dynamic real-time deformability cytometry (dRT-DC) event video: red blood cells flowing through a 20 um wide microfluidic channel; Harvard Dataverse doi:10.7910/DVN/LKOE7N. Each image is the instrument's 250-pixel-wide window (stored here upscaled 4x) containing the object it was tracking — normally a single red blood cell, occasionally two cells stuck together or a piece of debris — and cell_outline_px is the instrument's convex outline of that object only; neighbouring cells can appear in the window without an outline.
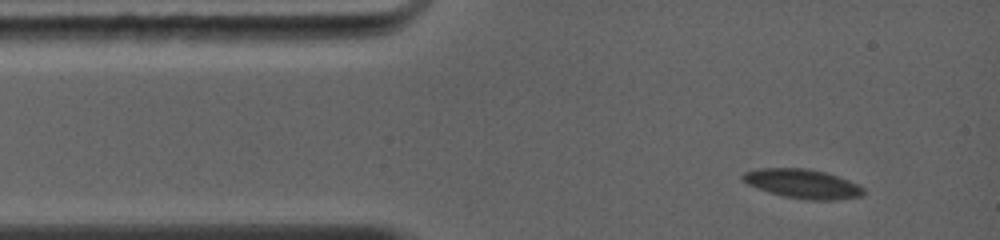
{"species": "common noctule bat (a hibernating species)", "species_latin": "Nyctalus noctula", "temperature_condition": "warm", "stored_images_in_passage": 3, "camera_frame_rate_fps": 5000, "um_per_image_px": 0.085, "animal": {"sex": "female", "body_mass_g": 19.0, "forearm_length_mm": 56.7}, "frame": {"image": 1, "passage_image": 1, "time_ms": 0.0, "image_size_px": [1000, 240], "cell_outline_px": [[864, 192], [860, 196], [836, 200], [808, 200], [784, 196], [768, 192], [756, 188], [748, 184], [740, 176], [744, 172], [760, 168], [808, 168], [828, 172], [848, 180], [864, 188]], "centroid_in_image_um": [68.21, 15.61], "position_along_channel_um": 16.8, "area_um2": 20.58}}
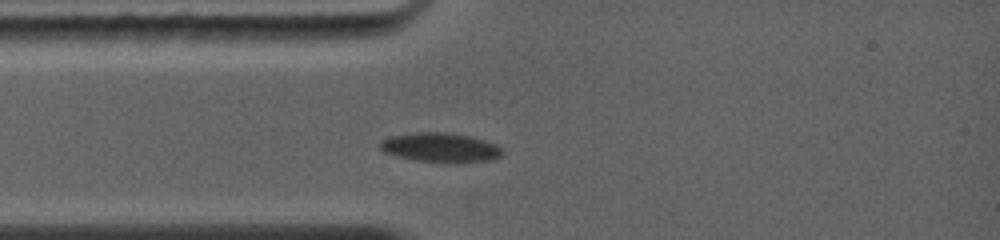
{"frame": {"image": 2, "passage_image": 3, "time_ms": 1.8, "image_size_px": [1000, 240], "cell_outline_px": [[500, 156], [492, 160], [456, 164], [416, 160], [396, 156], [384, 152], [380, 148], [380, 140], [392, 136], [416, 132], [448, 132], [472, 136], [496, 144], [500, 148]], "centroid_in_image_um": [37.44, 12.55], "position_along_channel_um": 47.6, "area_um2": 21.15}}